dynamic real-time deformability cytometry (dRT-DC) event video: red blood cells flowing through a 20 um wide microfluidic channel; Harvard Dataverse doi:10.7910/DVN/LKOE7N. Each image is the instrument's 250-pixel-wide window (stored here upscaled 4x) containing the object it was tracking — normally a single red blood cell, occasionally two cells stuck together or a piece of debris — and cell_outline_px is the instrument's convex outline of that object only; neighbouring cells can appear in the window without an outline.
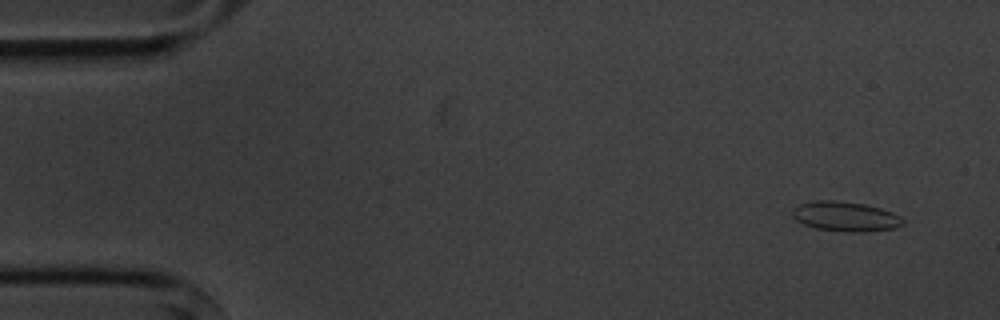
{"species": "common noctule bat (a hibernating species)", "species_latin": "Nyctalus noctula", "temperature_condition": "cold", "stored_images_in_passage": 4, "camera_frame_rate_fps": 3000, "um_per_image_px": 0.085, "animal": {"sex": "male", "body_mass_g": 20.1, "forearm_length_mm": 53.5}, "frame": {"image": 1, "passage_image": 1, "time_ms": 0.0, "image_size_px": [1000, 320], "cell_outline_px": [[904, 224], [892, 228], [864, 232], [844, 232], [816, 228], [804, 224], [796, 220], [792, 216], [792, 208], [800, 204], [816, 200], [832, 200], [864, 204], [880, 208], [892, 212], [900, 216], [904, 220]], "centroid_in_image_um": [71.84, 18.4], "position_along_channel_um": 13.2, "area_um2": 19.13}}